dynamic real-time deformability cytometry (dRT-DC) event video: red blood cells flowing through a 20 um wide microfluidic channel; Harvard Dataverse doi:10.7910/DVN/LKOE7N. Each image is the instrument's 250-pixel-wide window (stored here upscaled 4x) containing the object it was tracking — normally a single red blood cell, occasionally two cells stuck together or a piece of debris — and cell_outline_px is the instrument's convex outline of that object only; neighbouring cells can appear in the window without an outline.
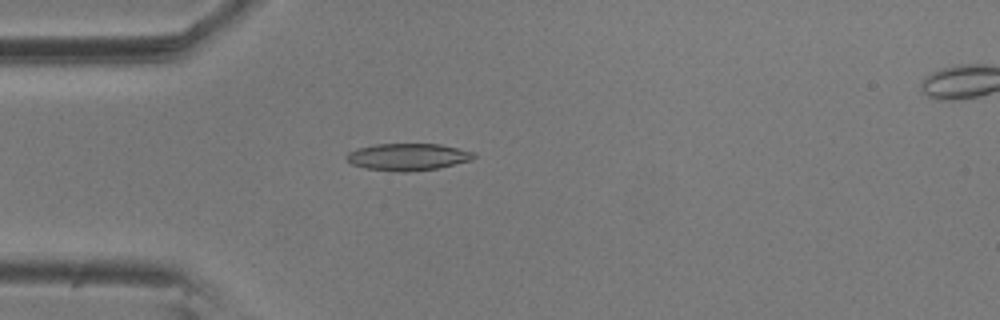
{"species": "common noctule bat (a hibernating species)", "species_latin": "Nyctalus noctula", "temperature_condition": "room temperature", "stored_images_in_passage": 6, "camera_frame_rate_fps": 3000, "um_per_image_px": 0.085, "animal": {"sex": "male", "body_mass_g": 20.5, "forearm_length_mm": 52.5}, "frame": {"image": 1, "passage_image": 4, "time_ms": 1.0, "image_size_px": [1000, 320], "cell_outline_px": [[476, 156], [472, 160], [440, 168], [408, 172], [396, 172], [364, 168], [352, 164], [344, 156], [348, 152], [356, 148], [376, 144], [440, 144], [476, 152]], "centroid_in_image_um": [34.68, 13.34], "position_along_channel_um": 50.3, "area_um2": 20.35}}
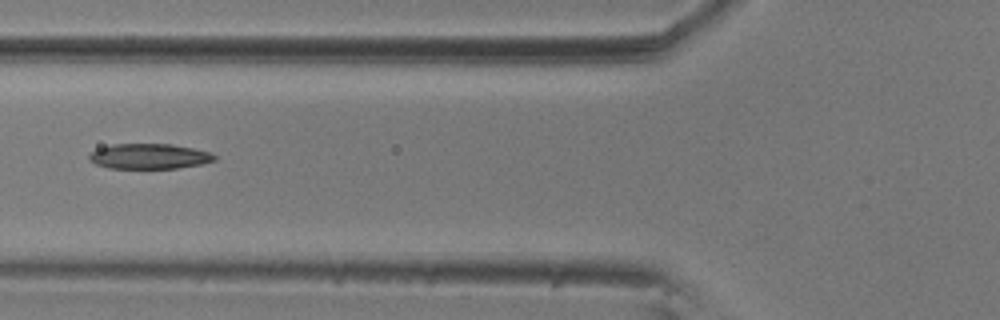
{"frame": {"image": 2, "passage_image": 6, "time_ms": 1.667, "image_size_px": [1000, 320], "cell_outline_px": [[216, 160], [200, 164], [176, 168], [108, 168], [96, 164], [88, 156], [96, 148], [112, 144], [172, 144], [192, 148], [208, 152], [216, 156]], "centroid_in_image_um": [12.66, 13.28], "position_along_channel_um": 113.1, "area_um2": 18.26}}